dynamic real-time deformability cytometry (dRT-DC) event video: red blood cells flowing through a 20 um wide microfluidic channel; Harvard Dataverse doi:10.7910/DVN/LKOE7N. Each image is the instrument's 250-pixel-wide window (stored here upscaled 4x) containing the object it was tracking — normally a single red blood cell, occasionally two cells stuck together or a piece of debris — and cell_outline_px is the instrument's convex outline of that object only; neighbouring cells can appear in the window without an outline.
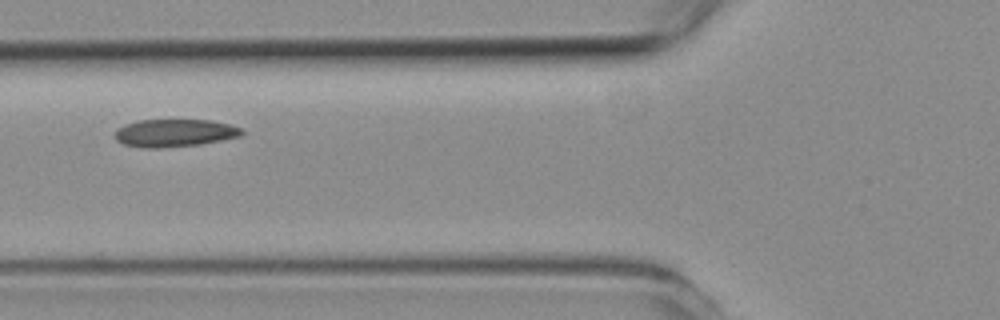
{"species": "common noctule bat (a hibernating species)", "species_latin": "Nyctalus noctula", "temperature_condition": "room temperature", "stored_images_in_passage": 4, "camera_frame_rate_fps": 3000, "um_per_image_px": 0.085, "animal": {"sex": "female", "body_mass_g": 19.3, "forearm_length_mm": 54.1}, "frame": {"image": 1, "passage_image": 4, "time_ms": 4.333, "image_size_px": [1000, 320], "cell_outline_px": [[244, 132], [240, 136], [200, 144], [160, 148], [144, 148], [124, 144], [116, 140], [116, 128], [124, 124], [136, 120], [212, 120], [244, 128]], "centroid_in_image_um": [14.83, 11.29], "position_along_channel_um": 111.0, "area_um2": 20.52}}